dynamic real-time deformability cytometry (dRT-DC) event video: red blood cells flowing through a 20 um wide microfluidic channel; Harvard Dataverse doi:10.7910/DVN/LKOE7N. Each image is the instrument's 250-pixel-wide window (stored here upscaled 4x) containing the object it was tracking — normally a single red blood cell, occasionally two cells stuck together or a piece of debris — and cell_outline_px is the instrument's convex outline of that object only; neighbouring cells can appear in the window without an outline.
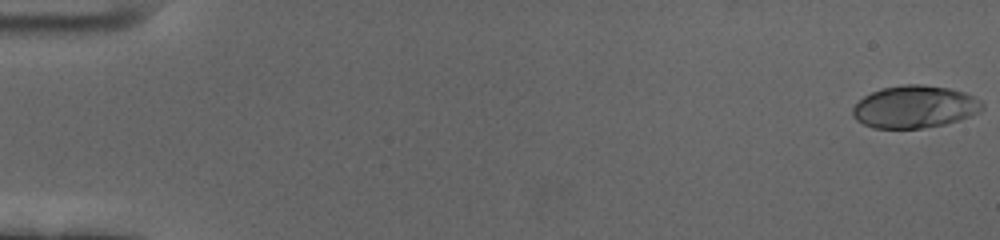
{"species": "human", "species_latin": "Homo sapiens", "temperature_condition": "cold", "stored_images_in_passage": 60, "camera_frame_rate_fps": 3000, "um_per_image_px": 0.085, "donor": {"sex": "female"}, "frame": {"image": 1, "passage_image": 1, "time_ms": 0.0, "image_size_px": [1000, 240], "cell_outline_px": [[984, 108], [972, 116], [944, 124], [924, 128], [872, 128], [856, 120], [852, 116], [852, 108], [864, 96], [880, 88], [904, 84], [924, 84], [948, 88], [964, 92], [980, 100], [984, 104]], "centroid_in_image_um": [77.74, 9.08], "position_along_channel_um": 7.3, "area_um2": 32.14}}
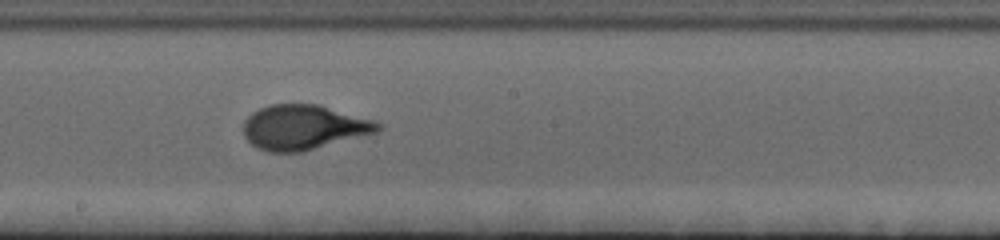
{"frame": {"image": 2, "passage_image": 34, "time_ms": 11.0, "image_size_px": [1000, 240], "cell_outline_px": [[384, 128], [376, 132], [304, 152], [268, 152], [256, 148], [244, 136], [244, 120], [252, 112], [260, 108], [272, 104], [320, 104], [372, 120], [380, 124]], "centroid_in_image_um": [25.79, 10.82], "position_along_channel_um": 222.4, "area_um2": 35.14}}
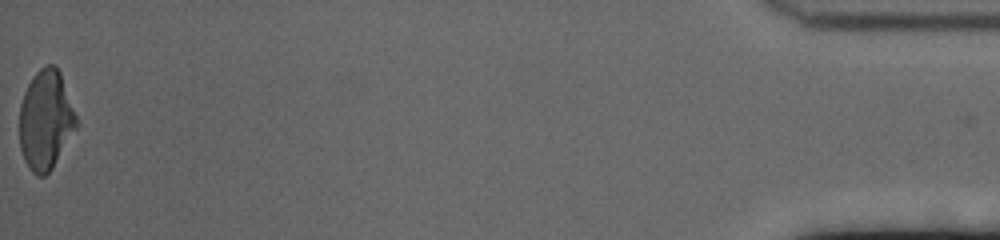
{"frame": {"image": 3, "passage_image": 60, "time_ms": 19.667, "image_size_px": [1000, 240], "cell_outline_px": [[76, 128], [52, 168], [44, 176], [36, 176], [28, 168], [24, 160], [20, 148], [20, 104], [24, 92], [32, 76], [40, 68], [48, 64], [52, 64], [60, 72], [76, 116]], "centroid_in_image_um": [3.86, 10.21], "position_along_channel_um": 431.3, "area_um2": 32.6}, "authors_computed_cell_mechanics": {"area_um2": 33.1772, "velocity_mm_per_s": 3.448, "shape_relaxation_time_tau1_ms": 3.9104, "shape_relaxation_time_tau2_ms": null, "deformation_change_tau1": 0.1899, "deformation_change_tau2": null}}